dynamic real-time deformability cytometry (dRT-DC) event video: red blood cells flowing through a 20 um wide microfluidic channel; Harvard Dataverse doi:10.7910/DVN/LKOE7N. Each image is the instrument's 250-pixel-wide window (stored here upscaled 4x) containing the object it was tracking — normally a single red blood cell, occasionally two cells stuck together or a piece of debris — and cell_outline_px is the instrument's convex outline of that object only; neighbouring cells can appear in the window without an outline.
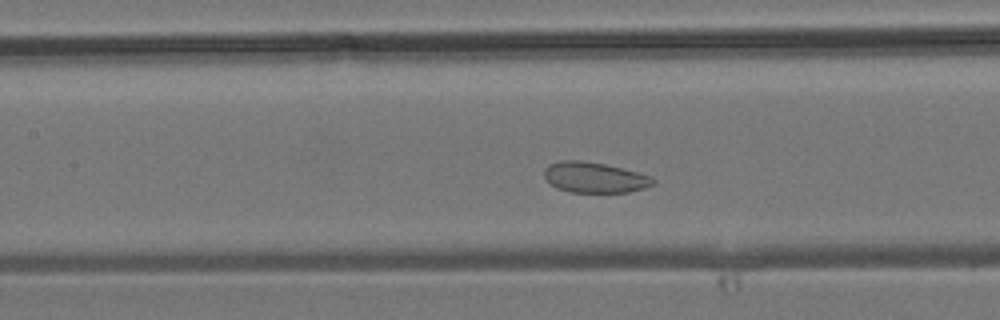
{"species": "common noctule bat (a hibernating species)", "species_latin": "Nyctalus noctula", "temperature_condition": "room temperature", "stored_images_in_passage": 41, "camera_frame_rate_fps": 3000, "um_per_image_px": 0.085, "animal": {"sex": "male", "body_mass_g": 19.2, "forearm_length_mm": 51.8}, "frame": {"image": 1, "passage_image": 15, "time_ms": 4.667, "image_size_px": [1000, 320], "cell_outline_px": [[656, 184], [644, 188], [628, 192], [572, 192], [556, 188], [544, 176], [544, 168], [548, 164], [560, 160], [584, 160], [604, 164], [652, 176], [656, 180]], "centroid_in_image_um": [50.54, 15.07], "position_along_channel_um": 156.9, "area_um2": 19.42}}
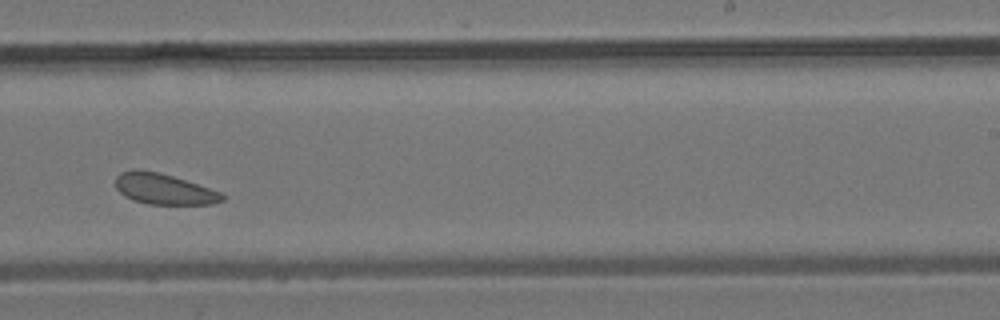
{"frame": {"image": 2, "passage_image": 23, "time_ms": 7.333, "image_size_px": [1000, 320], "cell_outline_px": [[224, 200], [212, 204], [148, 204], [132, 200], [124, 196], [116, 188], [116, 176], [120, 172], [132, 168], [136, 168], [160, 172], [224, 192]], "centroid_in_image_um": [13.93, 16.05], "position_along_channel_um": 275.1, "area_um2": 19.48}}
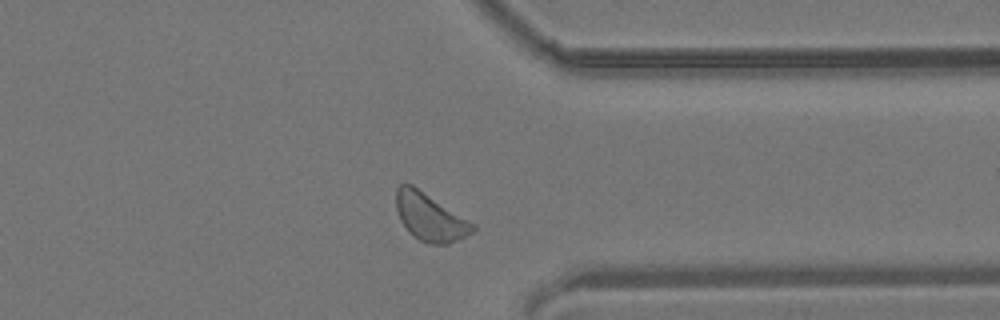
{"frame": {"image": 3, "passage_image": 30, "time_ms": 9.667, "image_size_px": [1000, 320], "cell_outline_px": [[476, 228], [472, 232], [448, 244], [432, 244], [420, 240], [408, 232], [400, 220], [396, 208], [396, 188], [400, 184], [412, 184], [476, 224]], "centroid_in_image_um": [36.54, 18.44], "position_along_channel_um": 374.9, "area_um2": 21.15}}